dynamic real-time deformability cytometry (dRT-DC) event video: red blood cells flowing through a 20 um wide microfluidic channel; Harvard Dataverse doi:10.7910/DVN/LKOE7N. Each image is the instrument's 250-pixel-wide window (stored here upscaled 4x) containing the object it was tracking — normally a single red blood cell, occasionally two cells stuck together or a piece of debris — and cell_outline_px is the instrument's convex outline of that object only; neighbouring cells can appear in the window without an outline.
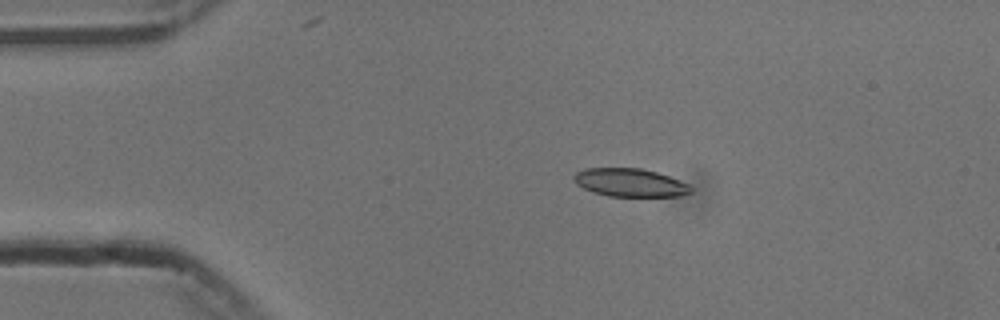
{"species": "common noctule bat (a hibernating species)", "species_latin": "Nyctalus noctula", "temperature_condition": "cold", "stored_images_in_passage": 45, "camera_frame_rate_fps": 3000, "um_per_image_px": 0.085, "animal": {"sex": "male", "body_mass_g": 13.3}, "frame": {"image": 1, "passage_image": 1, "time_ms": 0.0, "image_size_px": [1000, 320], "cell_outline_px": [[692, 192], [680, 196], [608, 196], [592, 192], [576, 184], [572, 176], [576, 172], [584, 168], [640, 168], [656, 172], [680, 180], [688, 184], [692, 188]], "centroid_in_image_um": [53.53, 15.52], "position_along_channel_um": 31.5, "area_um2": 19.25}}
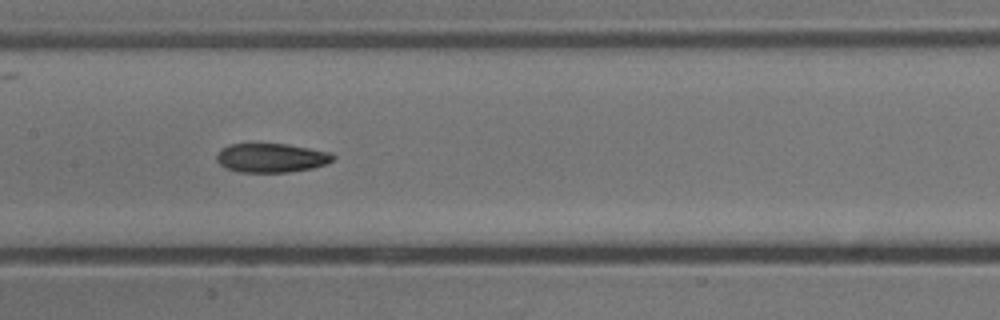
{"frame": {"image": 2, "passage_image": 17, "time_ms": 5.333, "image_size_px": [1000, 320], "cell_outline_px": [[336, 156], [328, 164], [312, 168], [288, 172], [240, 172], [224, 168], [216, 160], [216, 152], [220, 148], [228, 144], [288, 144], [332, 152]], "centroid_in_image_um": [23.05, 13.41], "position_along_channel_um": 184.3, "area_um2": 20.0}}
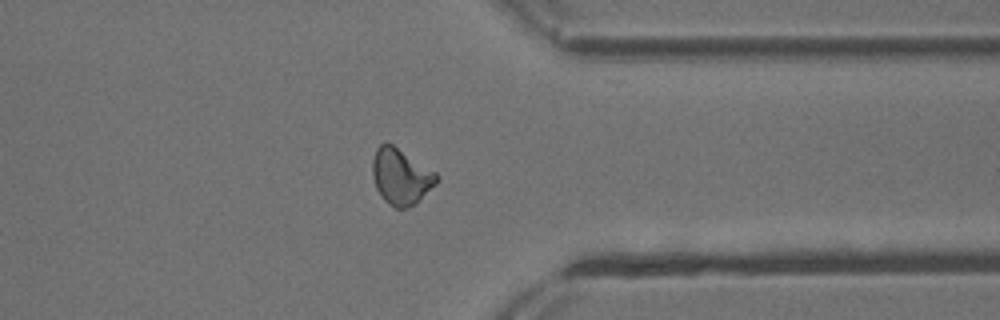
{"frame": {"image": 3, "passage_image": 33, "time_ms": 10.667, "image_size_px": [1000, 320], "cell_outline_px": [[440, 176], [436, 184], [416, 204], [408, 208], [396, 208], [388, 204], [380, 196], [376, 188], [372, 176], [372, 160], [376, 148], [384, 140], [392, 144], [436, 172]], "centroid_in_image_um": [34.06, 15.01], "position_along_channel_um": 377.3, "area_um2": 21.21}, "authors_computed_cell_mechanics": {"area_um2": 20.3456, "velocity_mm_per_s": 3.7423, "shape_relaxation_time_tau1_ms": 7.9498, "shape_relaxation_time_tau2_ms": 4.4989, "deformation_change_tau1": 0.175, "deformation_change_tau2": 0.108}}